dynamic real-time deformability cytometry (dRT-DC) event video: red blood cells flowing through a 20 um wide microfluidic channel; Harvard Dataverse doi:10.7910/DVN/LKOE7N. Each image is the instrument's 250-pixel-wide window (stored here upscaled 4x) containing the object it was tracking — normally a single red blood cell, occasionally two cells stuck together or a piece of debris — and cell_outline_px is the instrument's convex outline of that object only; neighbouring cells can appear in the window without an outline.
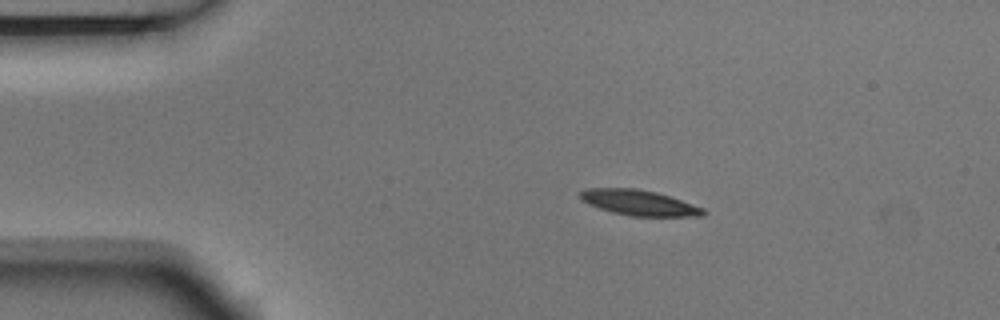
{"species": "Egyptian fruit bat (a non-hibernating species)", "species_latin": "Rousettus aegyptiacus", "temperature_condition": "room temperature", "stored_images_in_passage": 3, "camera_frame_rate_fps": 3000, "um_per_image_px": 0.085, "animal": {"sex": "male"}, "frame": {"image": 1, "passage_image": 2, "time_ms": 0.333, "image_size_px": [1000, 320], "cell_outline_px": [[708, 212], [704, 216], [628, 216], [612, 212], [588, 204], [580, 200], [580, 192], [584, 188], [636, 188], [656, 192], [704, 208]], "centroid_in_image_um": [54.3, 17.23], "position_along_channel_um": 30.7, "area_um2": 18.26}}